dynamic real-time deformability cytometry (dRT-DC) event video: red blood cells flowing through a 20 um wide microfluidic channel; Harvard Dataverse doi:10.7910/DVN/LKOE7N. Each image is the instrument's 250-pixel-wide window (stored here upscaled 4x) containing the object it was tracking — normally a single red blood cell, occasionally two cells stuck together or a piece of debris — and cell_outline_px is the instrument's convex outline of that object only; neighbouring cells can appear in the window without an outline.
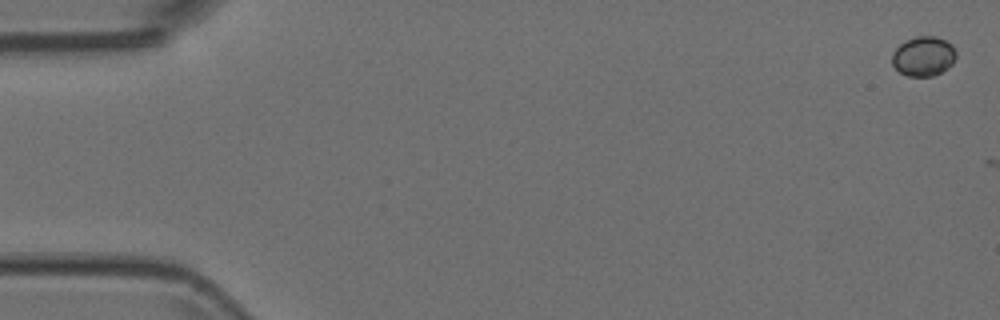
{"species": "Egyptian fruit bat (a non-hibernating species)", "species_latin": "Rousettus aegyptiacus", "temperature_condition": "room temperature", "stored_images_in_passage": 6, "camera_frame_rate_fps": 3000, "um_per_image_px": 0.085, "animal": {"sex": "female"}, "frame": {"image": 1, "passage_image": 1, "time_ms": 0.0, "image_size_px": [1000, 320], "cell_outline_px": [[956, 56], [952, 64], [948, 68], [932, 76], [908, 76], [900, 72], [892, 64], [892, 52], [900, 44], [916, 36], [936, 36], [952, 44], [956, 52]], "centroid_in_image_um": [78.5, 4.78], "position_along_channel_um": 6.5, "area_um2": 14.74}}